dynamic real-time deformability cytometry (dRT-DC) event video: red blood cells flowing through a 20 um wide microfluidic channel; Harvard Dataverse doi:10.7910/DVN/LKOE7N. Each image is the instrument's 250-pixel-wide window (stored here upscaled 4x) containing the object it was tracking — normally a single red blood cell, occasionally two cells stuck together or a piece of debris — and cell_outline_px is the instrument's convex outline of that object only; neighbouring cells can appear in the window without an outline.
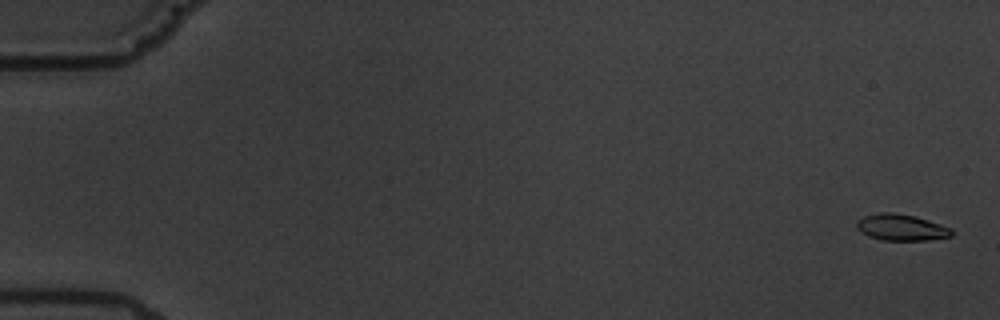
{"species": "common noctule bat (a hibernating species)", "species_latin": "Nyctalus noctula", "temperature_condition": "warm", "stored_images_in_passage": 7, "camera_frame_rate_fps": 3000, "um_per_image_px": 0.085, "animal": {"sex": "male", "body_mass_g": 19.5, "forearm_length_mm": 54.6}, "frame": {"image": 1, "passage_image": 1, "time_ms": 0.0, "image_size_px": [1000, 320], "cell_outline_px": [[952, 236], [928, 240], [880, 240], [868, 236], [860, 232], [856, 228], [856, 220], [864, 216], [880, 212], [896, 212], [916, 216], [952, 228]], "centroid_in_image_um": [76.57, 19.32], "position_along_channel_um": 8.4, "area_um2": 14.8}}
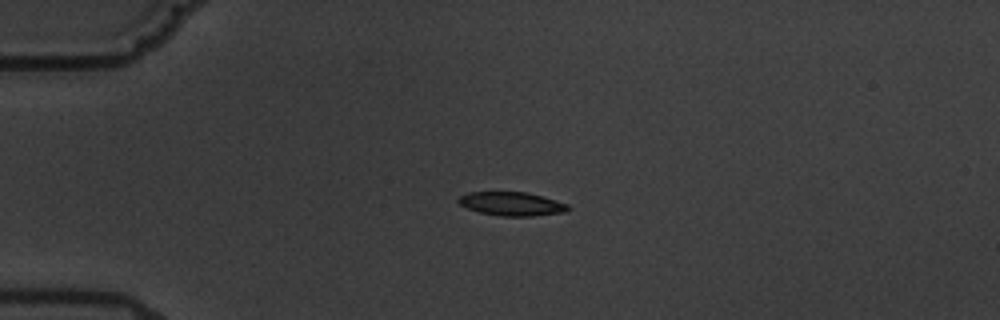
{"frame": {"image": 2, "passage_image": 5, "time_ms": 4.667, "image_size_px": [1000, 320], "cell_outline_px": [[572, 208], [568, 212], [532, 216], [500, 216], [480, 212], [468, 208], [460, 204], [456, 200], [460, 196], [468, 192], [528, 192], [568, 204]], "centroid_in_image_um": [43.53, 17.33], "position_along_channel_um": 41.5, "area_um2": 15.2}}
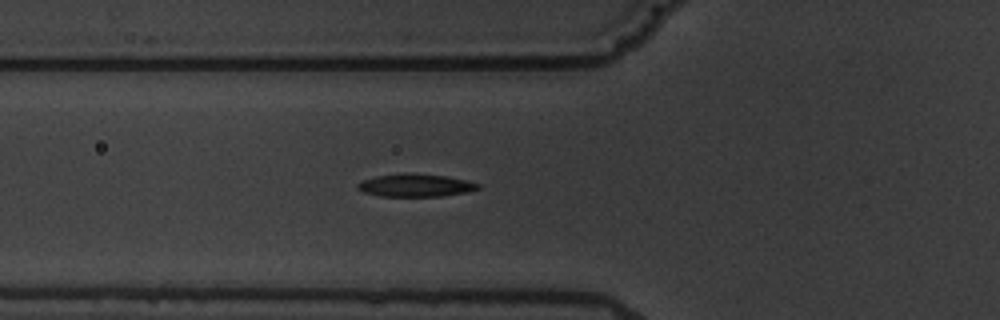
{"frame": {"image": 3, "passage_image": 7, "time_ms": 7.0, "image_size_px": [1000, 320], "cell_outline_px": [[480, 188], [468, 192], [440, 196], [380, 196], [364, 192], [356, 188], [356, 184], [360, 180], [376, 176], [404, 172], [416, 172], [448, 176], [468, 180], [480, 184]], "centroid_in_image_um": [35.31, 15.73], "position_along_channel_um": 90.5, "area_um2": 16.42}}